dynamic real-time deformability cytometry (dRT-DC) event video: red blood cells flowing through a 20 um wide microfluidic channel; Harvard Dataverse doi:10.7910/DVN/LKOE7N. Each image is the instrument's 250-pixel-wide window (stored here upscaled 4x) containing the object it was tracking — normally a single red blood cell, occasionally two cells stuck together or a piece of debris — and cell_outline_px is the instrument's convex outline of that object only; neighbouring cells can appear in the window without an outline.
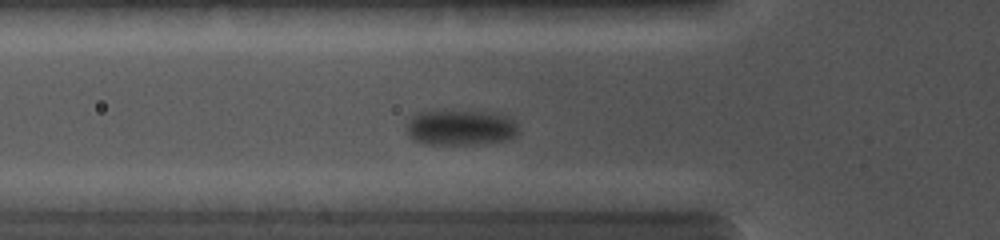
{"species": "common noctule bat (a hibernating species)", "species_latin": "Nyctalus noctula", "temperature_condition": "cold", "stored_images_in_passage": 26, "camera_frame_rate_fps": 5000, "um_per_image_px": 0.085, "animal": {"sex": "female", "body_mass_g": 19.0, "forearm_length_mm": 56.7}, "frame": {"image": 1, "passage_image": 8, "time_ms": 3.6, "image_size_px": [1000, 240], "cell_outline_px": [[516, 136], [504, 140], [472, 144], [424, 144], [416, 140], [408, 132], [408, 120], [416, 112], [428, 108], [452, 108], [496, 112], [508, 116], [516, 124]], "centroid_in_image_um": [39.1, 10.75], "position_along_channel_um": 86.7, "area_um2": 24.04}}
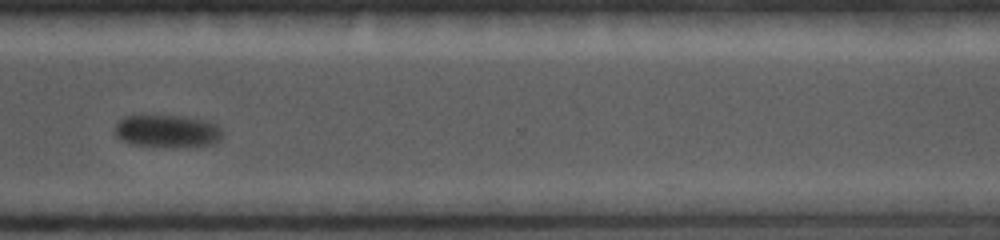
{"frame": {"image": 2, "passage_image": 20, "time_ms": 10.0, "image_size_px": [1000, 240], "cell_outline_px": [[224, 136], [220, 140], [212, 144], [184, 148], [168, 148], [132, 144], [116, 136], [116, 124], [124, 116], [176, 116], [208, 120], [216, 124], [224, 132]], "centroid_in_image_um": [14.3, 11.18], "position_along_channel_um": 356.3, "area_um2": 20.75}}
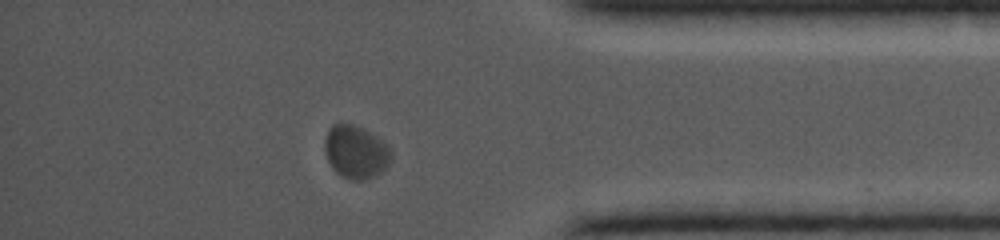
{"frame": {"image": 3, "passage_image": 23, "time_ms": 11.4, "image_size_px": [1000, 240], "cell_outline_px": [[392, 156], [388, 164], [376, 176], [360, 180], [352, 180], [336, 172], [332, 168], [328, 160], [324, 148], [324, 140], [328, 128], [332, 124], [352, 124], [364, 128], [388, 144], [392, 152]], "centroid_in_image_um": [30.24, 12.89], "position_along_channel_um": 405.0, "area_um2": 20.58}}